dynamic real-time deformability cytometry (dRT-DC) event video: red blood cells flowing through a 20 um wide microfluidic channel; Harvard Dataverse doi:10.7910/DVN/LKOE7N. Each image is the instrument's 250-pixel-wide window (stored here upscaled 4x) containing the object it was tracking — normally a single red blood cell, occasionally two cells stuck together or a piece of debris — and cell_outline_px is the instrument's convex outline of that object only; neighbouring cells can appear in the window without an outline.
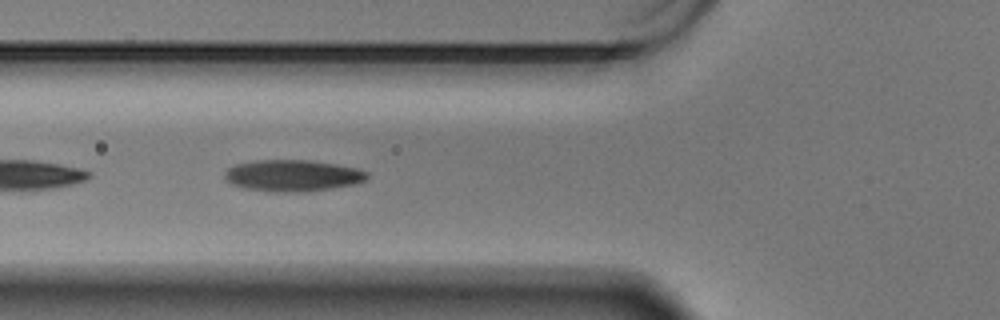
{"species": "Egyptian fruit bat (a non-hibernating species)", "species_latin": "Rousettus aegyptiacus", "temperature_condition": "warm", "stored_images_in_passage": 27, "camera_frame_rate_fps": 3000, "um_per_image_px": 0.085, "animal": {"sex": "male"}, "frame": {"image": 1, "passage_image": 5, "time_ms": 1.333, "image_size_px": [1000, 320], "cell_outline_px": [[368, 176], [364, 180], [356, 184], [332, 188], [300, 192], [272, 192], [244, 188], [232, 184], [224, 180], [224, 172], [228, 168], [236, 164], [252, 160], [308, 160], [336, 164], [356, 168], [368, 172]], "centroid_in_image_um": [24.84, 14.92], "position_along_channel_um": 101.0, "area_um2": 26.3}}